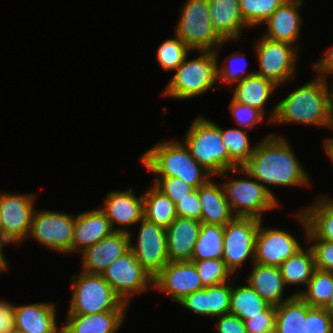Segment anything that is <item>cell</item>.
Listing matches in <instances>:
<instances>
[{"label":"cell","instance_id":"8992f818","mask_svg":"<svg viewBox=\"0 0 333 333\" xmlns=\"http://www.w3.org/2000/svg\"><path fill=\"white\" fill-rule=\"evenodd\" d=\"M72 280L73 294L67 315L126 311L127 304L114 292L101 274L81 272Z\"/></svg>","mask_w":333,"mask_h":333},{"label":"cell","instance_id":"9a60e30c","mask_svg":"<svg viewBox=\"0 0 333 333\" xmlns=\"http://www.w3.org/2000/svg\"><path fill=\"white\" fill-rule=\"evenodd\" d=\"M153 287L166 292L175 302L205 288L191 261H169L153 278Z\"/></svg>","mask_w":333,"mask_h":333},{"label":"cell","instance_id":"7c38bea8","mask_svg":"<svg viewBox=\"0 0 333 333\" xmlns=\"http://www.w3.org/2000/svg\"><path fill=\"white\" fill-rule=\"evenodd\" d=\"M34 210L29 236L60 253H71L76 216L57 211Z\"/></svg>","mask_w":333,"mask_h":333},{"label":"cell","instance_id":"5bb4252c","mask_svg":"<svg viewBox=\"0 0 333 333\" xmlns=\"http://www.w3.org/2000/svg\"><path fill=\"white\" fill-rule=\"evenodd\" d=\"M130 250L138 262L154 278L169 262L167 253L166 228L152 223L145 218L140 221L137 243H131Z\"/></svg>","mask_w":333,"mask_h":333},{"label":"cell","instance_id":"484cf974","mask_svg":"<svg viewBox=\"0 0 333 333\" xmlns=\"http://www.w3.org/2000/svg\"><path fill=\"white\" fill-rule=\"evenodd\" d=\"M214 30L224 40H238L249 27L241 13L239 0H208Z\"/></svg>","mask_w":333,"mask_h":333},{"label":"cell","instance_id":"1f68e13d","mask_svg":"<svg viewBox=\"0 0 333 333\" xmlns=\"http://www.w3.org/2000/svg\"><path fill=\"white\" fill-rule=\"evenodd\" d=\"M285 286L289 284H308L315 268V258L311 246L308 249L302 247L279 266Z\"/></svg>","mask_w":333,"mask_h":333},{"label":"cell","instance_id":"277c9868","mask_svg":"<svg viewBox=\"0 0 333 333\" xmlns=\"http://www.w3.org/2000/svg\"><path fill=\"white\" fill-rule=\"evenodd\" d=\"M189 127L183 143L191 156L212 176L228 178L229 170L239 166L230 158L222 140V127L202 116L197 117Z\"/></svg>","mask_w":333,"mask_h":333},{"label":"cell","instance_id":"ee69618b","mask_svg":"<svg viewBox=\"0 0 333 333\" xmlns=\"http://www.w3.org/2000/svg\"><path fill=\"white\" fill-rule=\"evenodd\" d=\"M311 244L315 258V268L333 272V242L322 239H307Z\"/></svg>","mask_w":333,"mask_h":333},{"label":"cell","instance_id":"836d02e7","mask_svg":"<svg viewBox=\"0 0 333 333\" xmlns=\"http://www.w3.org/2000/svg\"><path fill=\"white\" fill-rule=\"evenodd\" d=\"M223 240L224 226L202 223L191 261L222 258Z\"/></svg>","mask_w":333,"mask_h":333},{"label":"cell","instance_id":"f546056e","mask_svg":"<svg viewBox=\"0 0 333 333\" xmlns=\"http://www.w3.org/2000/svg\"><path fill=\"white\" fill-rule=\"evenodd\" d=\"M311 306L299 295L275 307L274 333H303L307 311Z\"/></svg>","mask_w":333,"mask_h":333},{"label":"cell","instance_id":"d590c367","mask_svg":"<svg viewBox=\"0 0 333 333\" xmlns=\"http://www.w3.org/2000/svg\"><path fill=\"white\" fill-rule=\"evenodd\" d=\"M286 0H239L242 17L249 28L258 27Z\"/></svg>","mask_w":333,"mask_h":333},{"label":"cell","instance_id":"44dd1931","mask_svg":"<svg viewBox=\"0 0 333 333\" xmlns=\"http://www.w3.org/2000/svg\"><path fill=\"white\" fill-rule=\"evenodd\" d=\"M303 0H286L265 22L267 32L264 37L280 42H286L293 46L300 35L302 18L299 7Z\"/></svg>","mask_w":333,"mask_h":333},{"label":"cell","instance_id":"e0dca14e","mask_svg":"<svg viewBox=\"0 0 333 333\" xmlns=\"http://www.w3.org/2000/svg\"><path fill=\"white\" fill-rule=\"evenodd\" d=\"M103 205L100 209L105 213L113 231L129 234V230L121 226L136 225L144 218L143 195L136 197L132 188L110 192ZM116 224L121 228H115Z\"/></svg>","mask_w":333,"mask_h":333},{"label":"cell","instance_id":"ba28073f","mask_svg":"<svg viewBox=\"0 0 333 333\" xmlns=\"http://www.w3.org/2000/svg\"><path fill=\"white\" fill-rule=\"evenodd\" d=\"M229 171H237L238 175L245 174L248 178L232 179L222 184L226 199L235 216L263 220L264 211L274 209L279 205L277 198H274L260 182L252 178L242 167Z\"/></svg>","mask_w":333,"mask_h":333},{"label":"cell","instance_id":"f35d334b","mask_svg":"<svg viewBox=\"0 0 333 333\" xmlns=\"http://www.w3.org/2000/svg\"><path fill=\"white\" fill-rule=\"evenodd\" d=\"M194 263L204 287L229 281L232 272L222 258L191 261Z\"/></svg>","mask_w":333,"mask_h":333},{"label":"cell","instance_id":"7bdbcfd3","mask_svg":"<svg viewBox=\"0 0 333 333\" xmlns=\"http://www.w3.org/2000/svg\"><path fill=\"white\" fill-rule=\"evenodd\" d=\"M229 108L236 122L246 130L253 129L254 126H256L255 124H258L264 119V114L257 108L237 103L233 99L231 100Z\"/></svg>","mask_w":333,"mask_h":333},{"label":"cell","instance_id":"30bf717a","mask_svg":"<svg viewBox=\"0 0 333 333\" xmlns=\"http://www.w3.org/2000/svg\"><path fill=\"white\" fill-rule=\"evenodd\" d=\"M255 48L259 62V71H255V74L272 81L276 86H281L293 78L298 46L262 36Z\"/></svg>","mask_w":333,"mask_h":333},{"label":"cell","instance_id":"d6a6232c","mask_svg":"<svg viewBox=\"0 0 333 333\" xmlns=\"http://www.w3.org/2000/svg\"><path fill=\"white\" fill-rule=\"evenodd\" d=\"M270 305L248 284L232 286L229 313L238 316L243 321L252 316L262 315Z\"/></svg>","mask_w":333,"mask_h":333},{"label":"cell","instance_id":"816d5d0a","mask_svg":"<svg viewBox=\"0 0 333 333\" xmlns=\"http://www.w3.org/2000/svg\"><path fill=\"white\" fill-rule=\"evenodd\" d=\"M324 143L326 153L333 162V138L326 139Z\"/></svg>","mask_w":333,"mask_h":333},{"label":"cell","instance_id":"f5cc1de1","mask_svg":"<svg viewBox=\"0 0 333 333\" xmlns=\"http://www.w3.org/2000/svg\"><path fill=\"white\" fill-rule=\"evenodd\" d=\"M2 250L3 246L0 244V274L3 273L4 270L8 269L7 260H5Z\"/></svg>","mask_w":333,"mask_h":333},{"label":"cell","instance_id":"3957f363","mask_svg":"<svg viewBox=\"0 0 333 333\" xmlns=\"http://www.w3.org/2000/svg\"><path fill=\"white\" fill-rule=\"evenodd\" d=\"M141 163L149 172L156 173V177L179 178L194 189L204 185L212 176L178 140L158 143L142 155Z\"/></svg>","mask_w":333,"mask_h":333},{"label":"cell","instance_id":"603a6c76","mask_svg":"<svg viewBox=\"0 0 333 333\" xmlns=\"http://www.w3.org/2000/svg\"><path fill=\"white\" fill-rule=\"evenodd\" d=\"M113 231L109 220L101 209L78 214L75 219L71 252H79L93 246Z\"/></svg>","mask_w":333,"mask_h":333},{"label":"cell","instance_id":"2e32d148","mask_svg":"<svg viewBox=\"0 0 333 333\" xmlns=\"http://www.w3.org/2000/svg\"><path fill=\"white\" fill-rule=\"evenodd\" d=\"M301 247L288 231L272 227L263 229L261 220L255 238L254 262L279 267Z\"/></svg>","mask_w":333,"mask_h":333},{"label":"cell","instance_id":"d4e9b609","mask_svg":"<svg viewBox=\"0 0 333 333\" xmlns=\"http://www.w3.org/2000/svg\"><path fill=\"white\" fill-rule=\"evenodd\" d=\"M296 215L306 230V239L333 242V198H318L311 206Z\"/></svg>","mask_w":333,"mask_h":333},{"label":"cell","instance_id":"d6986e66","mask_svg":"<svg viewBox=\"0 0 333 333\" xmlns=\"http://www.w3.org/2000/svg\"><path fill=\"white\" fill-rule=\"evenodd\" d=\"M228 282L207 286L185 296L178 304L198 315L219 317L230 311L232 286Z\"/></svg>","mask_w":333,"mask_h":333},{"label":"cell","instance_id":"e575fe53","mask_svg":"<svg viewBox=\"0 0 333 333\" xmlns=\"http://www.w3.org/2000/svg\"><path fill=\"white\" fill-rule=\"evenodd\" d=\"M306 288L294 295H299L311 307L324 308L333 291V272L315 269Z\"/></svg>","mask_w":333,"mask_h":333},{"label":"cell","instance_id":"f1b7e54d","mask_svg":"<svg viewBox=\"0 0 333 333\" xmlns=\"http://www.w3.org/2000/svg\"><path fill=\"white\" fill-rule=\"evenodd\" d=\"M277 87L272 81L253 74L237 83L232 99L237 103L257 108L265 114L264 106Z\"/></svg>","mask_w":333,"mask_h":333},{"label":"cell","instance_id":"4316f807","mask_svg":"<svg viewBox=\"0 0 333 333\" xmlns=\"http://www.w3.org/2000/svg\"><path fill=\"white\" fill-rule=\"evenodd\" d=\"M246 281L269 305L275 307L294 296L292 294L285 300L282 298L285 283L278 266L254 262L253 269Z\"/></svg>","mask_w":333,"mask_h":333},{"label":"cell","instance_id":"8d00e7d4","mask_svg":"<svg viewBox=\"0 0 333 333\" xmlns=\"http://www.w3.org/2000/svg\"><path fill=\"white\" fill-rule=\"evenodd\" d=\"M222 140L229 151L230 158L239 167L249 160L255 150V146L251 147L246 132L237 128L228 130L222 128Z\"/></svg>","mask_w":333,"mask_h":333},{"label":"cell","instance_id":"7dc6e473","mask_svg":"<svg viewBox=\"0 0 333 333\" xmlns=\"http://www.w3.org/2000/svg\"><path fill=\"white\" fill-rule=\"evenodd\" d=\"M217 320L218 333H248L245 322L236 315L224 314L219 316Z\"/></svg>","mask_w":333,"mask_h":333},{"label":"cell","instance_id":"c3c4849f","mask_svg":"<svg viewBox=\"0 0 333 333\" xmlns=\"http://www.w3.org/2000/svg\"><path fill=\"white\" fill-rule=\"evenodd\" d=\"M13 304L0 300V333H12L15 330Z\"/></svg>","mask_w":333,"mask_h":333},{"label":"cell","instance_id":"f6af8a7d","mask_svg":"<svg viewBox=\"0 0 333 333\" xmlns=\"http://www.w3.org/2000/svg\"><path fill=\"white\" fill-rule=\"evenodd\" d=\"M275 319V306L270 305L262 315L252 316L244 322L248 333H274Z\"/></svg>","mask_w":333,"mask_h":333},{"label":"cell","instance_id":"11a10c76","mask_svg":"<svg viewBox=\"0 0 333 333\" xmlns=\"http://www.w3.org/2000/svg\"><path fill=\"white\" fill-rule=\"evenodd\" d=\"M12 333H22V332H19V331H17V330H14Z\"/></svg>","mask_w":333,"mask_h":333},{"label":"cell","instance_id":"ffe728a7","mask_svg":"<svg viewBox=\"0 0 333 333\" xmlns=\"http://www.w3.org/2000/svg\"><path fill=\"white\" fill-rule=\"evenodd\" d=\"M15 330L22 333H62L56 321L53 303H33L14 306Z\"/></svg>","mask_w":333,"mask_h":333},{"label":"cell","instance_id":"cb8c5ba5","mask_svg":"<svg viewBox=\"0 0 333 333\" xmlns=\"http://www.w3.org/2000/svg\"><path fill=\"white\" fill-rule=\"evenodd\" d=\"M197 190L202 208L201 223L225 226L235 217L226 199L222 183L217 185L209 179Z\"/></svg>","mask_w":333,"mask_h":333},{"label":"cell","instance_id":"7a4b0ae2","mask_svg":"<svg viewBox=\"0 0 333 333\" xmlns=\"http://www.w3.org/2000/svg\"><path fill=\"white\" fill-rule=\"evenodd\" d=\"M315 80V81H314ZM278 102L269 114L271 123H302L328 127L329 85L317 76Z\"/></svg>","mask_w":333,"mask_h":333},{"label":"cell","instance_id":"681fc988","mask_svg":"<svg viewBox=\"0 0 333 333\" xmlns=\"http://www.w3.org/2000/svg\"><path fill=\"white\" fill-rule=\"evenodd\" d=\"M314 70L318 71V75L323 80L327 81L328 73H333V46L328 50V53L325 54L320 60H317L316 63H313ZM325 74V75H324Z\"/></svg>","mask_w":333,"mask_h":333},{"label":"cell","instance_id":"bcb514c9","mask_svg":"<svg viewBox=\"0 0 333 333\" xmlns=\"http://www.w3.org/2000/svg\"><path fill=\"white\" fill-rule=\"evenodd\" d=\"M177 217L201 221L202 208L198 190L194 189L186 197L175 203Z\"/></svg>","mask_w":333,"mask_h":333},{"label":"cell","instance_id":"6da1fadb","mask_svg":"<svg viewBox=\"0 0 333 333\" xmlns=\"http://www.w3.org/2000/svg\"><path fill=\"white\" fill-rule=\"evenodd\" d=\"M242 168L252 178L262 182L261 184L274 198L269 185L310 186L309 177L297 160L291 145L285 138L275 134L268 135L255 145L253 154Z\"/></svg>","mask_w":333,"mask_h":333},{"label":"cell","instance_id":"7402d4cb","mask_svg":"<svg viewBox=\"0 0 333 333\" xmlns=\"http://www.w3.org/2000/svg\"><path fill=\"white\" fill-rule=\"evenodd\" d=\"M201 224V221L195 219L176 217L166 228L170 262L191 261Z\"/></svg>","mask_w":333,"mask_h":333},{"label":"cell","instance_id":"4fadbf2b","mask_svg":"<svg viewBox=\"0 0 333 333\" xmlns=\"http://www.w3.org/2000/svg\"><path fill=\"white\" fill-rule=\"evenodd\" d=\"M101 275L127 305L133 294L143 293L148 289V284L153 286V277L138 262L130 249L115 259Z\"/></svg>","mask_w":333,"mask_h":333},{"label":"cell","instance_id":"f907efd6","mask_svg":"<svg viewBox=\"0 0 333 333\" xmlns=\"http://www.w3.org/2000/svg\"><path fill=\"white\" fill-rule=\"evenodd\" d=\"M331 89V91H330ZM329 105H330V123L328 128L333 129V88H329Z\"/></svg>","mask_w":333,"mask_h":333},{"label":"cell","instance_id":"ab89813d","mask_svg":"<svg viewBox=\"0 0 333 333\" xmlns=\"http://www.w3.org/2000/svg\"><path fill=\"white\" fill-rule=\"evenodd\" d=\"M245 59L244 54L233 52L230 56H228L222 63L223 67L218 68V80L221 82H225V84L230 85L232 82H240L241 80L245 79L246 77H249L253 74H255V71L244 73L247 68V62L241 63V61ZM240 62V63H239ZM243 62V61H242ZM236 63V64H233ZM243 65L242 69L239 68V65ZM236 65V66H235ZM238 65V66H237Z\"/></svg>","mask_w":333,"mask_h":333},{"label":"cell","instance_id":"74e56055","mask_svg":"<svg viewBox=\"0 0 333 333\" xmlns=\"http://www.w3.org/2000/svg\"><path fill=\"white\" fill-rule=\"evenodd\" d=\"M189 51L191 49L175 34V38L167 39L159 46L157 50L159 65L165 70H176L188 56Z\"/></svg>","mask_w":333,"mask_h":333},{"label":"cell","instance_id":"9c48e42d","mask_svg":"<svg viewBox=\"0 0 333 333\" xmlns=\"http://www.w3.org/2000/svg\"><path fill=\"white\" fill-rule=\"evenodd\" d=\"M33 194H0V244L20 243L27 238L36 198Z\"/></svg>","mask_w":333,"mask_h":333},{"label":"cell","instance_id":"52a82bcc","mask_svg":"<svg viewBox=\"0 0 333 333\" xmlns=\"http://www.w3.org/2000/svg\"><path fill=\"white\" fill-rule=\"evenodd\" d=\"M175 34L192 51H215L224 41L214 30L208 0H186Z\"/></svg>","mask_w":333,"mask_h":333},{"label":"cell","instance_id":"83f0119b","mask_svg":"<svg viewBox=\"0 0 333 333\" xmlns=\"http://www.w3.org/2000/svg\"><path fill=\"white\" fill-rule=\"evenodd\" d=\"M126 311H110L92 315H67L62 333H116Z\"/></svg>","mask_w":333,"mask_h":333},{"label":"cell","instance_id":"5b68a950","mask_svg":"<svg viewBox=\"0 0 333 333\" xmlns=\"http://www.w3.org/2000/svg\"><path fill=\"white\" fill-rule=\"evenodd\" d=\"M199 57L184 61L176 69L163 91L164 96L176 99H189L198 96L215 86L218 80V49L215 51H200Z\"/></svg>","mask_w":333,"mask_h":333},{"label":"cell","instance_id":"db71d44e","mask_svg":"<svg viewBox=\"0 0 333 333\" xmlns=\"http://www.w3.org/2000/svg\"><path fill=\"white\" fill-rule=\"evenodd\" d=\"M324 309L333 317V291L331 293L328 304L324 307Z\"/></svg>","mask_w":333,"mask_h":333},{"label":"cell","instance_id":"b9f144b4","mask_svg":"<svg viewBox=\"0 0 333 333\" xmlns=\"http://www.w3.org/2000/svg\"><path fill=\"white\" fill-rule=\"evenodd\" d=\"M153 185L174 203L180 201L194 190L192 186L185 183L182 179L175 177H156Z\"/></svg>","mask_w":333,"mask_h":333},{"label":"cell","instance_id":"ac0fdd59","mask_svg":"<svg viewBox=\"0 0 333 333\" xmlns=\"http://www.w3.org/2000/svg\"><path fill=\"white\" fill-rule=\"evenodd\" d=\"M130 235L114 231L93 246L80 252L83 271L88 274H101L115 259L130 249Z\"/></svg>","mask_w":333,"mask_h":333},{"label":"cell","instance_id":"4dcf8cb0","mask_svg":"<svg viewBox=\"0 0 333 333\" xmlns=\"http://www.w3.org/2000/svg\"><path fill=\"white\" fill-rule=\"evenodd\" d=\"M142 195L144 218L163 228H168L177 217L175 203L153 184Z\"/></svg>","mask_w":333,"mask_h":333},{"label":"cell","instance_id":"60d3db41","mask_svg":"<svg viewBox=\"0 0 333 333\" xmlns=\"http://www.w3.org/2000/svg\"><path fill=\"white\" fill-rule=\"evenodd\" d=\"M303 333H333V317L324 308L311 307L306 314Z\"/></svg>","mask_w":333,"mask_h":333},{"label":"cell","instance_id":"8fae6325","mask_svg":"<svg viewBox=\"0 0 333 333\" xmlns=\"http://www.w3.org/2000/svg\"><path fill=\"white\" fill-rule=\"evenodd\" d=\"M261 219L235 216L224 226L223 256L232 274L255 254V238Z\"/></svg>","mask_w":333,"mask_h":333}]
</instances>
